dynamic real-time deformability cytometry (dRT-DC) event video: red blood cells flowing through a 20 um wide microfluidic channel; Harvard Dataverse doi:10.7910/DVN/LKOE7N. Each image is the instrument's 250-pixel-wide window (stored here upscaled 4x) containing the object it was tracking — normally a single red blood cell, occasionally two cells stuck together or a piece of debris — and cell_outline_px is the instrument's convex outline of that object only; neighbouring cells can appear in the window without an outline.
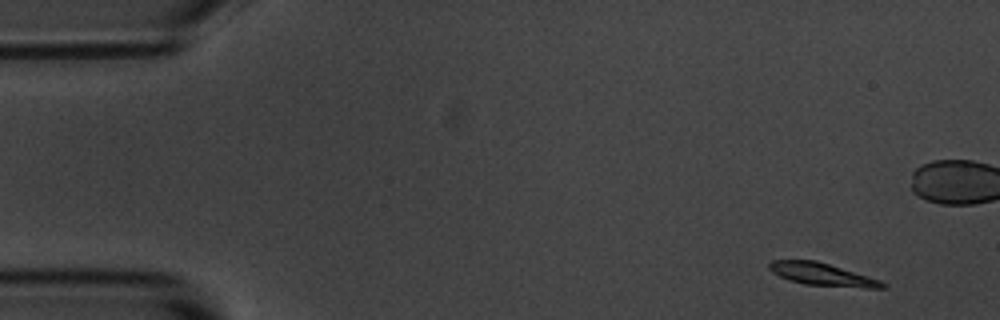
{"species": "common noctule bat (a hibernating species)", "species_latin": "Nyctalus noctula", "temperature_condition": "room temperature", "stored_images_in_passage": 6, "camera_frame_rate_fps": 3000, "um_per_image_px": 0.085, "animal": {"sex": "male", "body_mass_g": 20.1, "forearm_length_mm": 53.5}, "frame": {"image": 1, "passage_image": 1, "time_ms": 0.0, "image_size_px": [1000, 320], "cell_outline_px": [[888, 284], [884, 288], [864, 288], [804, 284], [788, 280], [772, 272], [768, 268], [768, 264], [772, 260], [816, 260], [868, 276], [880, 280]], "centroid_in_image_um": [69.88, 23.32], "position_along_channel_um": 15.1, "area_um2": 14.85}}